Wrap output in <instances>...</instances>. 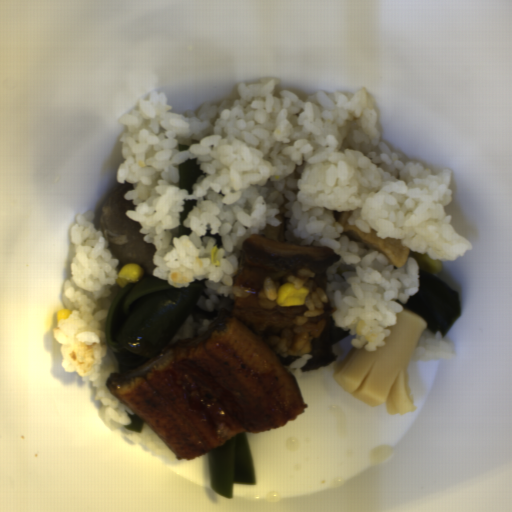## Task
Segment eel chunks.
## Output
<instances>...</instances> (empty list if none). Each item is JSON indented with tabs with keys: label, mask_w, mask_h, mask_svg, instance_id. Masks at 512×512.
<instances>
[{
	"label": "eel chunks",
	"mask_w": 512,
	"mask_h": 512,
	"mask_svg": "<svg viewBox=\"0 0 512 512\" xmlns=\"http://www.w3.org/2000/svg\"><path fill=\"white\" fill-rule=\"evenodd\" d=\"M340 254L329 246L290 244L262 234L244 241L234 284L255 293L236 296L200 336L178 340L128 373L105 378L109 393L147 424L176 460L209 453L239 433L285 426L309 405L283 362L264 341L295 328L306 305L263 308L266 278L300 270L327 291L329 267Z\"/></svg>",
	"instance_id": "4dd315ae"
}]
</instances>
